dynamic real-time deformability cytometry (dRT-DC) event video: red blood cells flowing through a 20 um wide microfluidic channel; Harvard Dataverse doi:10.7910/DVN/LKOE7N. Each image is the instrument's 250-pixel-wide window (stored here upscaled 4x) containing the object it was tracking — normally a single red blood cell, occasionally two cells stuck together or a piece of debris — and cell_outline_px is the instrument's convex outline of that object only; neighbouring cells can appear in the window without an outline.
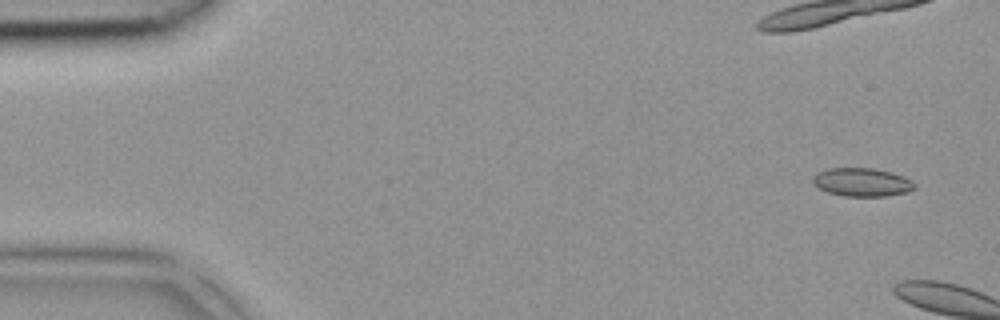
{"species": "common noctule bat (a hibernating species)", "species_latin": "Nyctalus noctula", "temperature_condition": "room temperature", "stored_images_in_passage": 4, "camera_frame_rate_fps": 3000, "um_per_image_px": 0.085, "animal": {"sex": "female", "body_mass_g": 18.4}, "frame": {"image": 1, "passage_image": 1, "time_ms": 0.0, "image_size_px": [1000, 320], "cell_outline_px": [[916, 188], [908, 192], [888, 196], [844, 196], [828, 192], [812, 184], [812, 176], [816, 172], [828, 168], [872, 168], [892, 172], [904, 176], [912, 180], [916, 184]], "centroid_in_image_um": [73.28, 15.48], "position_along_channel_um": 11.7, "area_um2": 17.11}}